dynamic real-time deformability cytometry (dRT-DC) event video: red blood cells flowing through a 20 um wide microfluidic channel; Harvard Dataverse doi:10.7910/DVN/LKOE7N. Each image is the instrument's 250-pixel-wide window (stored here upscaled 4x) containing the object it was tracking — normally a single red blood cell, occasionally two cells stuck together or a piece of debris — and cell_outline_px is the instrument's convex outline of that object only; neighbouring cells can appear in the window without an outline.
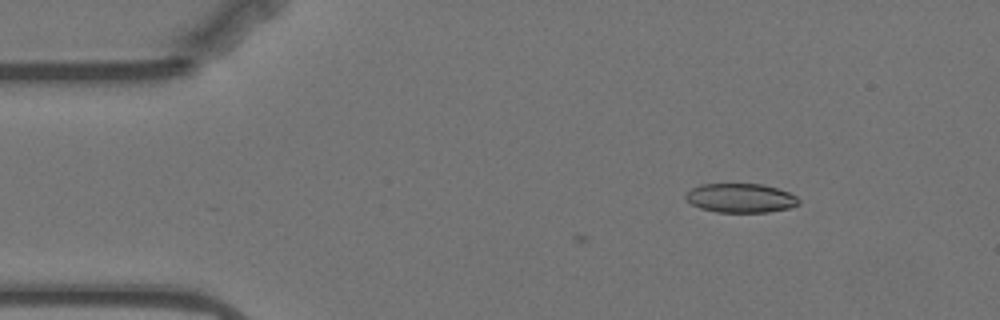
{"species": "Egyptian fruit bat (a non-hibernating species)", "species_latin": "Rousettus aegyptiacus", "temperature_condition": "warm", "stored_images_in_passage": 6, "camera_frame_rate_fps": 3000, "um_per_image_px": 0.085, "animal": {"sex": "female"}, "frame": {"image": 1, "passage_image": 6, "time_ms": 1.667, "image_size_px": [1000, 320], "cell_outline_px": [[800, 204], [788, 208], [768, 212], [716, 212], [700, 208], [692, 204], [684, 196], [692, 188], [700, 184], [764, 184], [788, 192], [796, 196], [800, 200]], "centroid_in_image_um": [62.96, 16.83], "position_along_channel_um": 22.0, "area_um2": 19.13}}